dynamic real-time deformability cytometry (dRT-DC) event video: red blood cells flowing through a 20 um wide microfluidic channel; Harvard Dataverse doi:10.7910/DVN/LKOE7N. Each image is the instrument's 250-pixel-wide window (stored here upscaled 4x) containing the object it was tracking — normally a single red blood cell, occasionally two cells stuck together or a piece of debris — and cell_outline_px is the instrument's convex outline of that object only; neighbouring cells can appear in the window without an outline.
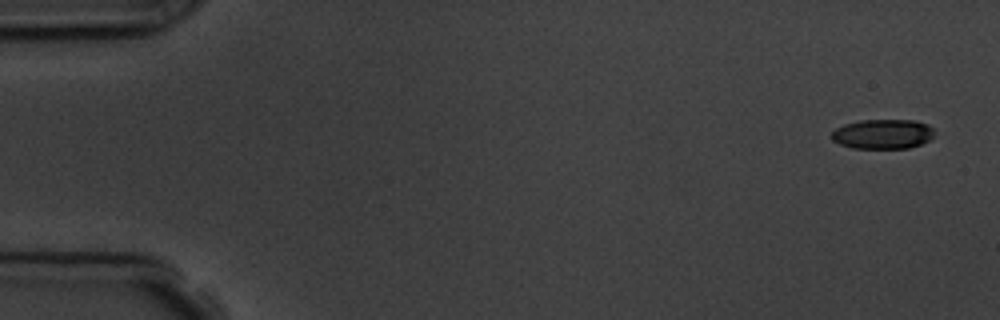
{"species": "common noctule bat (a hibernating species)", "species_latin": "Nyctalus noctula", "temperature_condition": "room temperature", "stored_images_in_passage": 4, "camera_frame_rate_fps": 3000, "um_per_image_px": 0.085, "animal": {"sex": "male", "body_mass_g": 19.5, "forearm_length_mm": 54.6}, "frame": {"image": 1, "passage_image": 1, "time_ms": 0.0, "image_size_px": [1000, 320], "cell_outline_px": [[932, 136], [928, 140], [920, 144], [908, 148], [852, 148], [840, 144], [832, 140], [832, 132], [836, 128], [844, 124], [860, 120], [912, 120], [928, 124], [932, 128]], "centroid_in_image_um": [75.0, 11.39], "position_along_channel_um": 10.0, "area_um2": 17.63}}
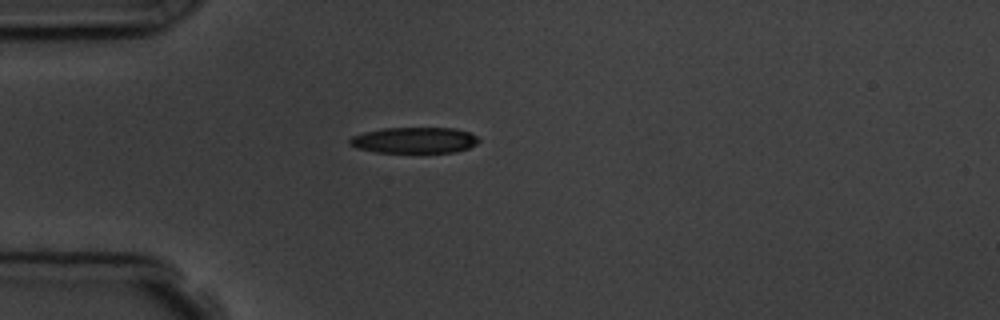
{"frame": {"image": 2, "passage_image": 4, "time_ms": 4.333, "image_size_px": [1000, 320], "cell_outline_px": [[480, 140], [476, 144], [468, 148], [456, 152], [376, 152], [356, 148], [348, 144], [348, 140], [352, 136], [364, 132], [384, 128], [456, 128], [468, 132], [476, 136]], "centroid_in_image_um": [35.2, 11.92], "position_along_channel_um": 49.8, "area_um2": 19.54}}